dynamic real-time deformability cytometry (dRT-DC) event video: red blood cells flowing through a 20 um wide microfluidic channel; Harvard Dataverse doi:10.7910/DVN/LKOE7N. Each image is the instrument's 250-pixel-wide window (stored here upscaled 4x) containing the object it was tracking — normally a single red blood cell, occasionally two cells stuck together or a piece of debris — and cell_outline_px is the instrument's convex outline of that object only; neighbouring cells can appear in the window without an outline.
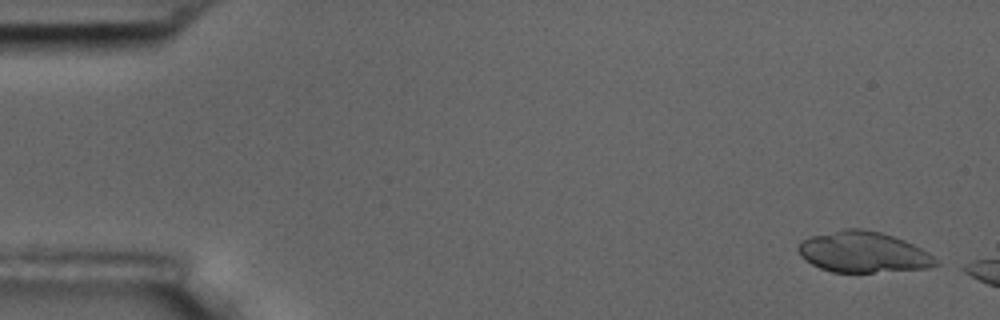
{"species": "common noctule bat (a hibernating species)", "species_latin": "Nyctalus noctula", "temperature_condition": "room temperature", "stored_images_in_passage": 12, "camera_frame_rate_fps": 3000, "um_per_image_px": 0.085, "animal": {"sex": "male", "body_mass_g": 17.5, "forearm_length_mm": 52.3}, "frame": {"image": 1, "passage_image": 1, "time_ms": 0.0, "image_size_px": [1000, 320], "cell_outline_px": [[940, 264], [928, 268], [872, 272], [832, 272], [820, 268], [804, 260], [800, 256], [796, 248], [800, 240], [808, 236], [844, 228], [860, 228], [880, 232], [904, 240], [928, 252]], "centroid_in_image_um": [73.3, 21.42], "position_along_channel_um": 11.7, "area_um2": 32.89}}
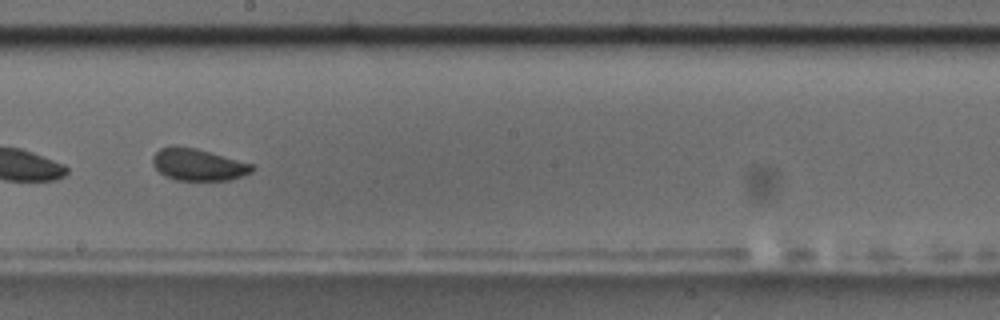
{"frame": {"image": 2, "passage_image": 9, "time_ms": 10.0, "image_size_px": [1000, 320], "cell_outline_px": [[256, 168], [252, 172], [228, 180], [176, 180], [164, 176], [152, 164], [152, 156], [160, 148], [172, 144], [196, 148], [252, 164]], "centroid_in_image_um": [16.79, 13.98], "position_along_channel_um": 231.4, "area_um2": 18.55}}